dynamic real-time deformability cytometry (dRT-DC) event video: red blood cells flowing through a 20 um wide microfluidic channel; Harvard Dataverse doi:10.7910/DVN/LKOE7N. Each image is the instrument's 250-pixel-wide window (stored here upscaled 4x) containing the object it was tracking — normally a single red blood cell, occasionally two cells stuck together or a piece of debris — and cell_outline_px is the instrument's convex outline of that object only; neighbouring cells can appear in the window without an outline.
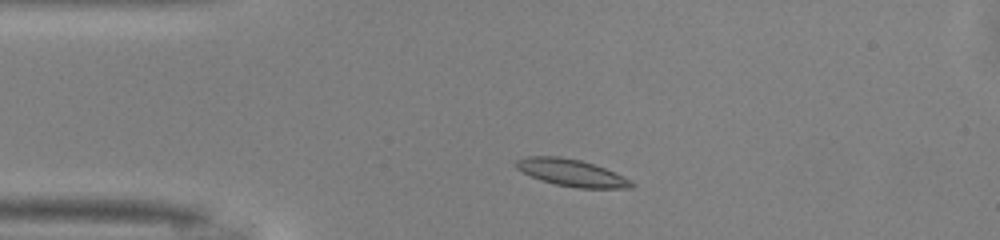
{"species": "common noctule bat (a hibernating species)", "species_latin": "Nyctalus noctula", "temperature_condition": "warm", "stored_images_in_passage": 44, "camera_frame_rate_fps": 3000, "um_per_image_px": 0.085, "animal": {"sex": "male", "body_mass_g": 13.0, "forearm_length_mm": 53.1}, "frame": {"image": 1, "passage_image": 5, "time_ms": 1.333, "image_size_px": [1000, 240], "cell_outline_px": [[636, 184], [632, 188], [576, 188], [556, 184], [540, 180], [516, 168], [516, 160], [524, 156], [560, 156], [580, 160], [604, 168], [632, 180]], "centroid_in_image_um": [48.59, 14.68], "position_along_channel_um": 36.4, "area_um2": 18.09}}
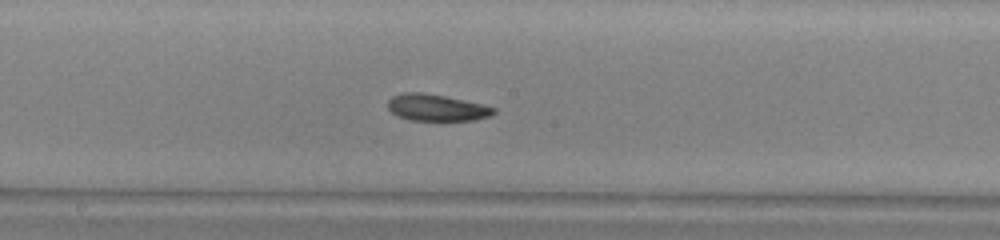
{"frame": {"image": 2, "passage_image": 20, "time_ms": 6.333, "image_size_px": [1000, 240], "cell_outline_px": [[496, 112], [492, 116], [472, 120], [408, 120], [392, 112], [388, 108], [388, 100], [392, 96], [404, 92], [424, 92], [484, 104], [496, 108]], "centroid_in_image_um": [37.13, 9.14], "position_along_channel_um": 211.1, "area_um2": 16.47}}
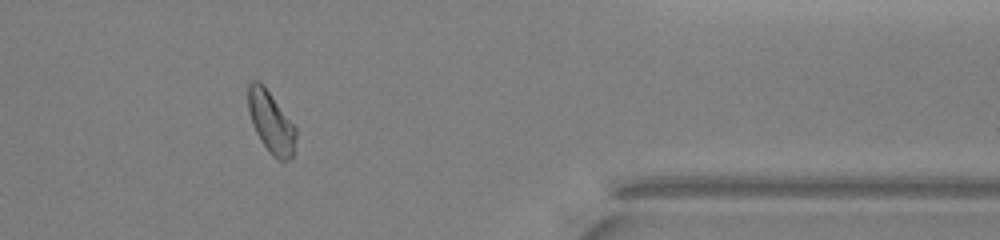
{"frame": {"image": 3, "passage_image": 35, "time_ms": 11.333, "image_size_px": [1000, 240], "cell_outline_px": [[296, 136], [292, 156], [288, 160], [276, 160], [272, 156], [260, 140], [252, 124], [248, 108], [248, 84], [252, 80], [260, 80], [264, 84], [296, 128]], "centroid_in_image_um": [23.01, 10.36], "position_along_channel_um": 388.4, "area_um2": 17.17}, "authors_computed_cell_mechanics": {"area_um2": 17.2822, "velocity_mm_per_s": 4.087, "shape_relaxation_time_tau1_ms": 3.8354, "shape_relaxation_time_tau2_ms": null, "deformation_change_tau1": 0.1128, "deformation_change_tau2": null}}